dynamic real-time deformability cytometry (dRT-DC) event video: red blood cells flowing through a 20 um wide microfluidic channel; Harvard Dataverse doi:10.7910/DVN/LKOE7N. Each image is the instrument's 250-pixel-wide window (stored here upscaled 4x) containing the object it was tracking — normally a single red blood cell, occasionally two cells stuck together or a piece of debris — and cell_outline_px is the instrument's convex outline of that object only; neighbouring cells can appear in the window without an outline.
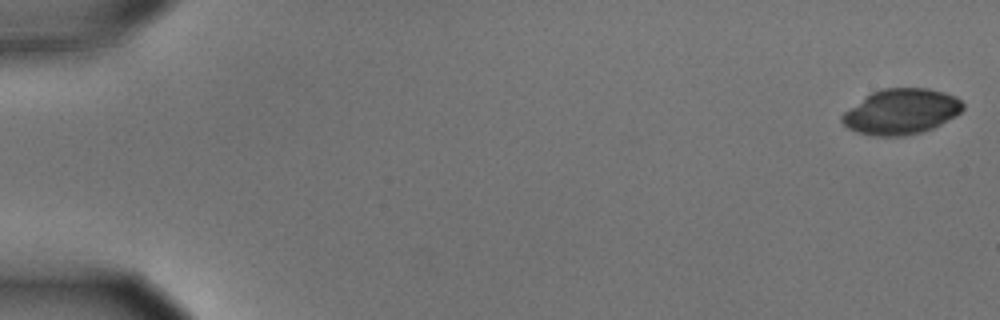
{"species": "common noctule bat (a hibernating species)", "species_latin": "Nyctalus noctula", "temperature_condition": "cold", "stored_images_in_passage": 7, "camera_frame_rate_fps": 3000, "um_per_image_px": 0.085, "animal": {"sex": "male", "body_mass_g": 15.6}, "frame": {"image": 1, "passage_image": 1, "time_ms": 0.0, "image_size_px": [1000, 320], "cell_outline_px": [[964, 108], [956, 116], [932, 128], [920, 132], [904, 136], [876, 136], [856, 132], [848, 128], [840, 120], [840, 116], [844, 112], [872, 92], [884, 88], [928, 88], [944, 92], [956, 96], [964, 104]], "centroid_in_image_um": [76.61, 9.48], "position_along_channel_um": 8.4, "area_um2": 31.91}}